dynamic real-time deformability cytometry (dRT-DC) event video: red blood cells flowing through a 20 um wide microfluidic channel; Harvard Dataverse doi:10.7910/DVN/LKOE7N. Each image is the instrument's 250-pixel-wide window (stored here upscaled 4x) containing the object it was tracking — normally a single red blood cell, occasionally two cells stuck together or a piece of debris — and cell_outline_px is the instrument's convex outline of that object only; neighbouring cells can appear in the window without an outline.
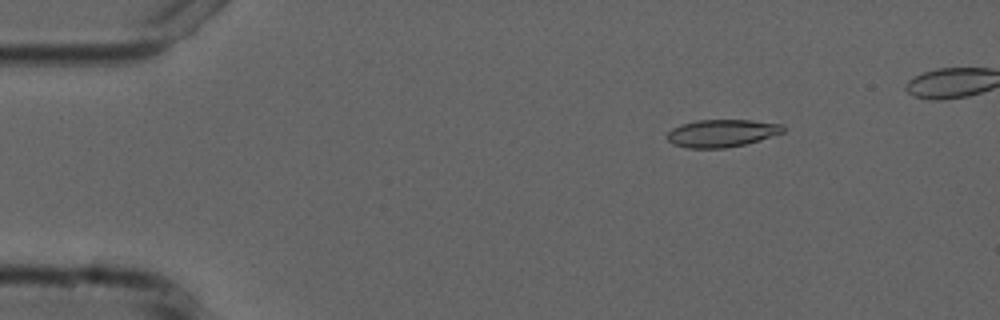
{"species": "common noctule bat (a hibernating species)", "species_latin": "Nyctalus noctula", "temperature_condition": "cold", "stored_images_in_passage": 4, "camera_frame_rate_fps": 3000, "um_per_image_px": 0.085, "animal": {"sex": "male", "forearm_length_mm": 52.5}, "frame": {"image": 1, "passage_image": 1, "time_ms": 0.0, "image_size_px": [1000, 320], "cell_outline_px": [[784, 132], [760, 140], [744, 144], [724, 148], [688, 148], [672, 144], [668, 140], [668, 132], [672, 128], [680, 124], [696, 120], [752, 120], [784, 124]], "centroid_in_image_um": [61.35, 11.31], "position_along_channel_um": 23.6, "area_um2": 18.67}}